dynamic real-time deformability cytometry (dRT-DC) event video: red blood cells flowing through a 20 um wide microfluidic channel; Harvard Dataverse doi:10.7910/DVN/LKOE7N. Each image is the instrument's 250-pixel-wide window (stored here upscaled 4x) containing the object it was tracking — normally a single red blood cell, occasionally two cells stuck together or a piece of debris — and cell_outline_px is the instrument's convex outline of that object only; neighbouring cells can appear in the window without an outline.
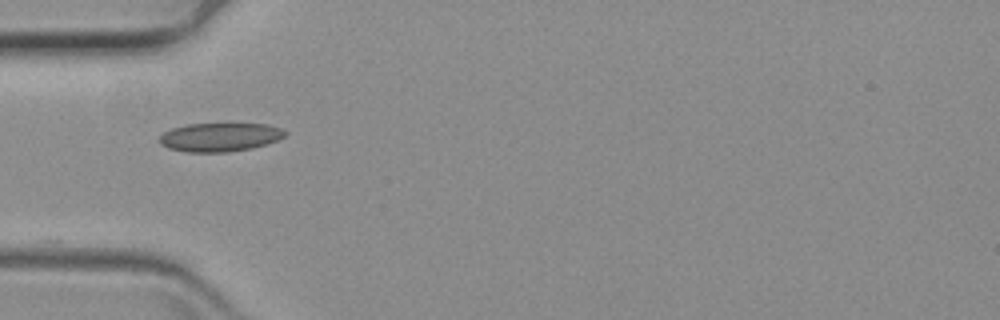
{"species": "common noctule bat (a hibernating species)", "species_latin": "Nyctalus noctula", "temperature_condition": "warm", "stored_images_in_passage": 16, "camera_frame_rate_fps": 3000, "um_per_image_px": 0.085, "animal": {"sex": "female", "body_mass_g": 19.3, "forearm_length_mm": 54.1}, "frame": {"image": 1, "passage_image": 1, "time_ms": 0.0, "image_size_px": [1000, 320], "cell_outline_px": [[288, 132], [284, 136], [276, 140], [252, 148], [228, 152], [188, 152], [168, 148], [160, 144], [160, 136], [164, 132], [172, 128], [188, 124], [268, 124], [280, 128]], "centroid_in_image_um": [18.67, 11.66], "position_along_channel_um": 66.3, "area_um2": 20.81}}
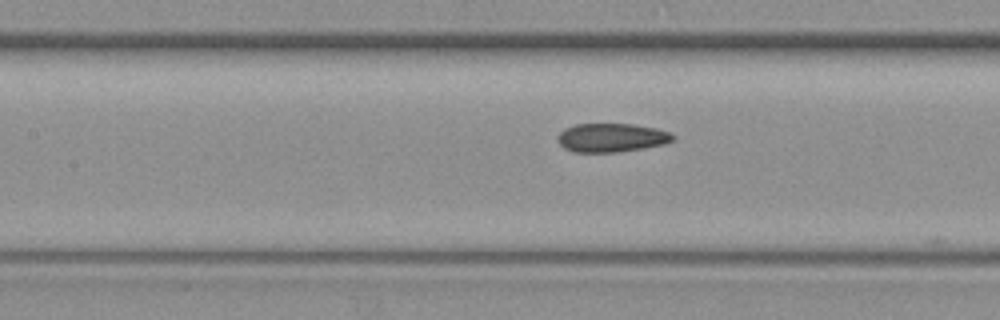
{"frame": {"image": 2, "passage_image": 9, "time_ms": 2.667, "image_size_px": [1000, 320], "cell_outline_px": [[676, 140], [664, 144], [644, 148], [616, 152], [572, 152], [564, 148], [556, 140], [556, 136], [564, 128], [576, 124], [632, 124], [656, 128], [672, 132], [676, 136]], "centroid_in_image_um": [52.0, 11.7], "position_along_channel_um": 155.4, "area_um2": 19.59}}
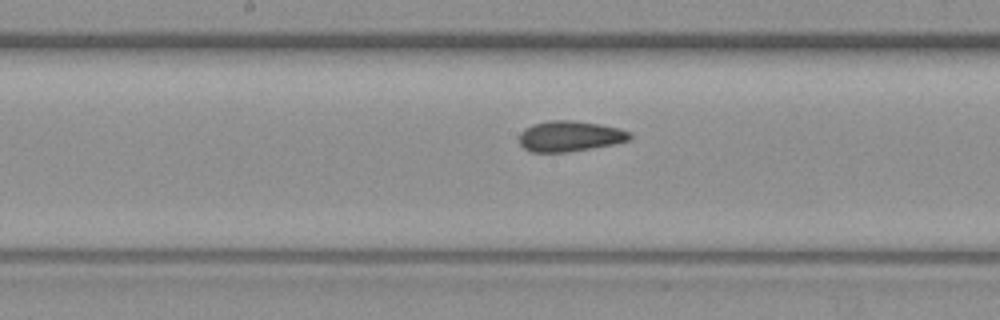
{"frame": {"image": 3, "passage_image": 13, "time_ms": 4.0, "image_size_px": [1000, 320], "cell_outline_px": [[632, 136], [628, 140], [612, 144], [592, 148], [568, 152], [528, 152], [520, 144], [520, 132], [524, 128], [532, 124], [548, 120], [572, 120], [600, 124], [620, 128], [632, 132]], "centroid_in_image_um": [48.42, 11.57], "position_along_channel_um": 199.8, "area_um2": 19.88}}